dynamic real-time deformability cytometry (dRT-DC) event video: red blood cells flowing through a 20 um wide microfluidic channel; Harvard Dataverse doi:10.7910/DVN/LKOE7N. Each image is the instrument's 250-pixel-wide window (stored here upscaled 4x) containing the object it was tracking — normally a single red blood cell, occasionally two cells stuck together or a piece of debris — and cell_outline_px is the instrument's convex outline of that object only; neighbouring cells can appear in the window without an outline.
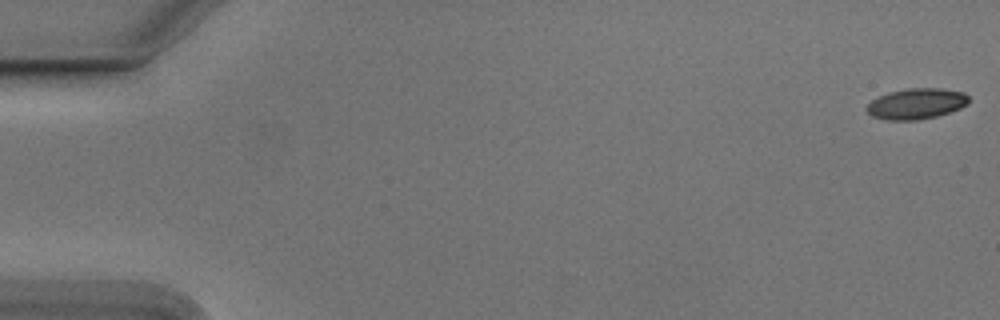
{"species": "Egyptian fruit bat (a non-hibernating species)", "species_latin": "Rousettus aegyptiacus", "temperature_condition": "cold", "stored_images_in_passage": 10, "camera_frame_rate_fps": 3000, "um_per_image_px": 0.085, "animal": {"sex": "male"}, "frame": {"image": 1, "passage_image": 1, "time_ms": 0.0, "image_size_px": [1000, 320], "cell_outline_px": [[968, 104], [960, 108], [936, 116], [916, 120], [888, 120], [872, 116], [864, 108], [872, 100], [888, 92], [908, 88], [940, 88], [964, 92], [968, 96]], "centroid_in_image_um": [77.88, 8.81], "position_along_channel_um": 7.1, "area_um2": 18.21}}